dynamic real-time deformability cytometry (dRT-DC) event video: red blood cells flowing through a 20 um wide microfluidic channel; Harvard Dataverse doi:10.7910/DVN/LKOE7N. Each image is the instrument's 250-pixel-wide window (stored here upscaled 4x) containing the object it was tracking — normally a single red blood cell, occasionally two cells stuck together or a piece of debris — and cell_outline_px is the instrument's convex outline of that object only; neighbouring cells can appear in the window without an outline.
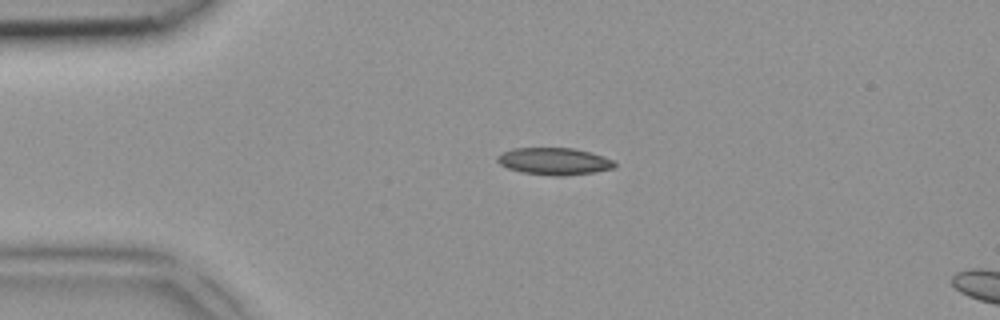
{"species": "common noctule bat (a hibernating species)", "species_latin": "Nyctalus noctula", "temperature_condition": "room temperature", "stored_images_in_passage": 2, "camera_frame_rate_fps": 3000, "um_per_image_px": 0.085, "animal": {"sex": "female", "body_mass_g": 18.4}, "frame": {"image": 1, "passage_image": 1, "time_ms": 0.0, "image_size_px": [1000, 320], "cell_outline_px": [[616, 168], [592, 172], [564, 176], [560, 176], [524, 172], [508, 168], [500, 164], [496, 160], [496, 156], [512, 148], [576, 148], [592, 152], [604, 156], [612, 160], [616, 164]], "centroid_in_image_um": [47.13, 13.69], "position_along_channel_um": 37.9, "area_um2": 18.44}}